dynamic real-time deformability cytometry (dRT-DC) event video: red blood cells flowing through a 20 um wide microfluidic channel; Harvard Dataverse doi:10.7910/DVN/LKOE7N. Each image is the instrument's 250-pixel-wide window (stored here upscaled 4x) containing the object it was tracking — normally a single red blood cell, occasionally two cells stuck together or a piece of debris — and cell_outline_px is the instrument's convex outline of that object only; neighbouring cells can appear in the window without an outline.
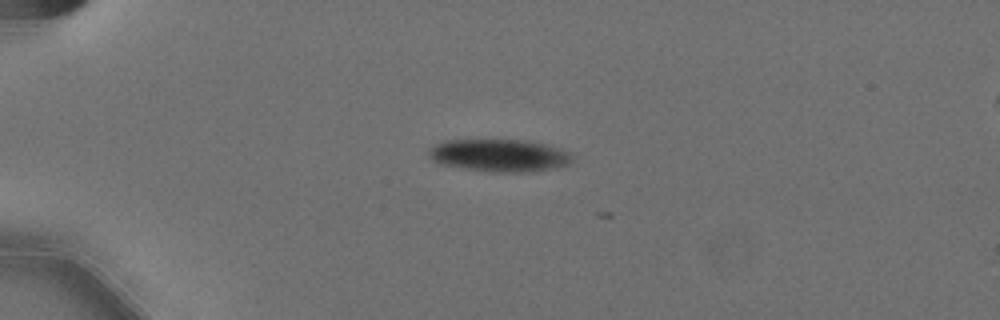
{"species": "Egyptian fruit bat (a non-hibernating species)", "species_latin": "Rousettus aegyptiacus", "temperature_condition": "cold", "stored_images_in_passage": 4, "camera_frame_rate_fps": 3000, "um_per_image_px": 0.085, "animal": {"sex": "female"}, "frame": {"image": 1, "passage_image": 2, "time_ms": 0.333, "image_size_px": [1000, 320], "cell_outline_px": [[572, 160], [568, 164], [548, 168], [524, 172], [496, 172], [440, 164], [432, 160], [428, 156], [428, 148], [444, 140], [524, 140], [544, 144], [560, 148], [568, 152], [572, 156]], "centroid_in_image_um": [42.39, 13.19], "position_along_channel_um": 42.6, "area_um2": 26.76}}